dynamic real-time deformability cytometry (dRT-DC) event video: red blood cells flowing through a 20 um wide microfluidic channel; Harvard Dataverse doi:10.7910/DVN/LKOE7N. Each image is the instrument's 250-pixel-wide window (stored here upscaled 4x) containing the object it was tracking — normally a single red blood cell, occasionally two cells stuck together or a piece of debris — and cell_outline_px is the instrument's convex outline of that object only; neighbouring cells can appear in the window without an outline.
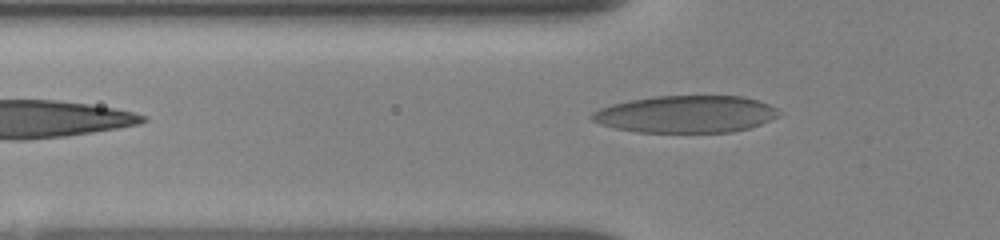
{"species": "human", "species_latin": "Homo sapiens", "temperature_condition": "room temperature", "stored_images_in_passage": 13, "segment_of_instrument_passage": [2, 2], "camera_frame_rate_fps": 3000, "um_per_image_px": 0.085, "donor": {"sex": "female"}, "frame": {"image": 1, "passage_image": 13, "time_ms": 5.0, "image_size_px": [1000, 240], "cell_outline_px": [[784, 112], [772, 120], [748, 128], [732, 132], [636, 132], [616, 128], [600, 124], [592, 120], [588, 116], [592, 112], [600, 108], [612, 104], [628, 100], [656, 96], [744, 96], [768, 104]], "centroid_in_image_um": [58.31, 9.7], "position_along_channel_um": 67.5, "area_um2": 40.63}}